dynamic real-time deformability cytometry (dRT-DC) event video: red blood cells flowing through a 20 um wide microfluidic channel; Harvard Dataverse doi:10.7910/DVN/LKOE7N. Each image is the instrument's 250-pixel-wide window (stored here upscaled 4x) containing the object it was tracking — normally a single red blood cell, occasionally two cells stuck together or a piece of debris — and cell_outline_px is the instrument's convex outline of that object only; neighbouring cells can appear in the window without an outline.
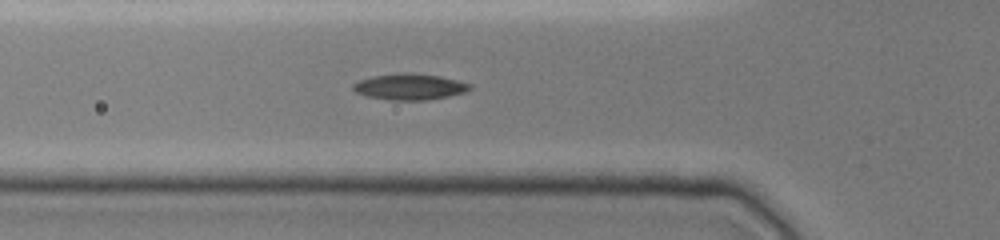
{"species": "common noctule bat (a hibernating species)", "species_latin": "Nyctalus noctula", "temperature_condition": "cold", "stored_images_in_passage": 34, "camera_frame_rate_fps": 3000, "um_per_image_px": 0.085, "animal": {"sex": "female", "body_mass_g": 19.0, "forearm_length_mm": 51.5}, "frame": {"image": 1, "passage_image": 2, "time_ms": 0.333, "image_size_px": [1000, 240], "cell_outline_px": [[472, 88], [464, 92], [448, 96], [424, 100], [392, 100], [368, 96], [356, 92], [352, 88], [352, 84], [360, 80], [372, 76], [396, 72], [412, 72], [440, 76], [472, 84]], "centroid_in_image_um": [34.81, 7.35], "position_along_channel_um": 91.0, "area_um2": 17.8}}
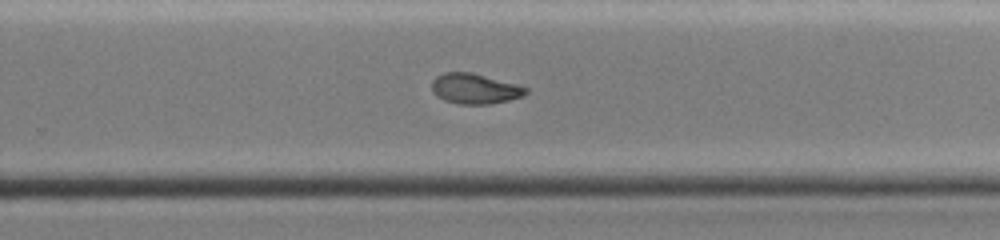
{"frame": {"image": 2, "passage_image": 17, "time_ms": 5.333, "image_size_px": [1000, 240], "cell_outline_px": [[528, 92], [524, 96], [508, 100], [488, 104], [460, 104], [444, 100], [436, 96], [432, 92], [432, 80], [436, 76], [448, 72], [472, 72], [516, 84], [528, 88]], "centroid_in_image_um": [40.35, 7.54], "position_along_channel_um": 289.4, "area_um2": 16.59}}
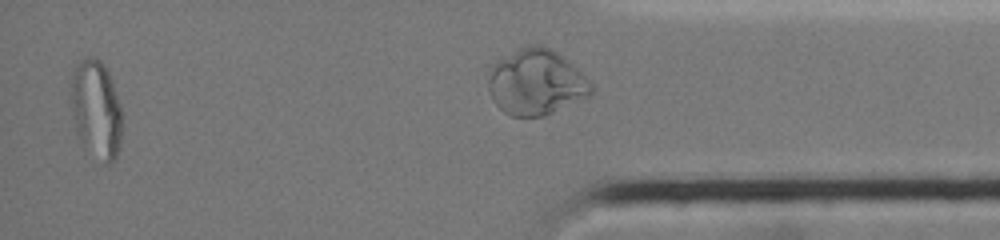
{"frame": {"image": 3, "passage_image": 32, "time_ms": 10.333, "image_size_px": [1000, 240], "cell_outline_px": [[120, 144], [116, 160], [108, 164], [104, 164], [80, 140], [76, 132], [72, 116], [68, 88], [72, 72], [76, 64], [80, 60], [88, 56], [96, 56], [104, 64], [112, 80], [120, 104]], "centroid_in_image_um": [8.13, 9.23], "position_along_channel_um": 427.1, "area_um2": 29.71}}